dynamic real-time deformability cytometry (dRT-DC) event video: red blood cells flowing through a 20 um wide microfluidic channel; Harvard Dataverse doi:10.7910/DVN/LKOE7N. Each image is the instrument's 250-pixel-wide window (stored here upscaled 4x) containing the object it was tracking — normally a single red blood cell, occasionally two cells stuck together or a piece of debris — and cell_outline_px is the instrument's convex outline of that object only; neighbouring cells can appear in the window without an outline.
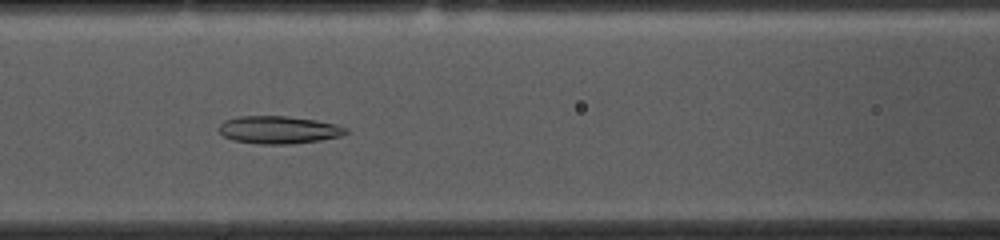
{"species": "common noctule bat (a hibernating species)", "species_latin": "Nyctalus noctula", "temperature_condition": "cold", "stored_images_in_passage": 43, "camera_frame_rate_fps": 3000, "um_per_image_px": 0.085, "animal": {"sex": "female", "body_mass_g": 10.0, "forearm_length_mm": 53.1}, "frame": {"image": 1, "passage_image": 11, "time_ms": 3.333, "image_size_px": [1000, 240], "cell_outline_px": [[348, 132], [340, 136], [320, 140], [292, 144], [256, 144], [232, 140], [224, 136], [216, 128], [224, 120], [240, 116], [284, 116], [316, 120], [336, 124], [348, 128]], "centroid_in_image_um": [23.66, 11.04], "position_along_channel_um": 142.9, "area_um2": 20.58}}
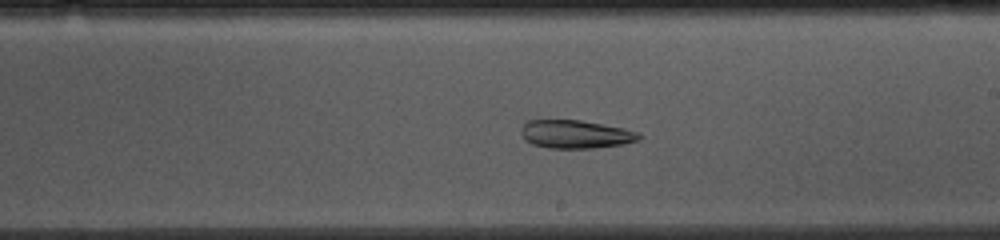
{"frame": {"image": 2, "passage_image": 19, "time_ms": 6.0, "image_size_px": [1000, 240], "cell_outline_px": [[644, 136], [640, 140], [624, 144], [592, 148], [548, 148], [532, 144], [524, 140], [520, 132], [520, 128], [528, 120], [580, 120], [624, 128], [640, 132]], "centroid_in_image_um": [48.95, 11.41], "position_along_channel_um": 240.1, "area_um2": 19.65}}
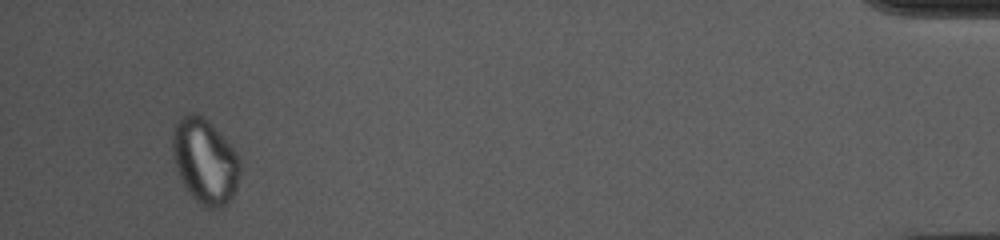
{"frame": {"image": 3, "passage_image": 40, "time_ms": 13.0, "image_size_px": [1000, 240], "cell_outline_px": [[240, 172], [236, 188], [232, 196], [220, 208], [208, 208], [200, 204], [192, 196], [184, 184], [180, 176], [176, 164], [172, 148], [172, 136], [176, 124], [184, 112], [196, 112], [208, 120], [224, 136], [236, 152], [240, 160]], "centroid_in_image_um": [17.43, 13.65], "position_along_channel_um": 417.8, "area_um2": 33.23}, "authors_computed_cell_mechanics": {"area_um2": 22.831, "velocity_mm_per_s": 3.6595, "shape_relaxation_time_tau1_ms": null, "shape_relaxation_time_tau2_ms": 6.3224, "deformation_change_tau1": null, "deformation_change_tau2": 0.1345}}